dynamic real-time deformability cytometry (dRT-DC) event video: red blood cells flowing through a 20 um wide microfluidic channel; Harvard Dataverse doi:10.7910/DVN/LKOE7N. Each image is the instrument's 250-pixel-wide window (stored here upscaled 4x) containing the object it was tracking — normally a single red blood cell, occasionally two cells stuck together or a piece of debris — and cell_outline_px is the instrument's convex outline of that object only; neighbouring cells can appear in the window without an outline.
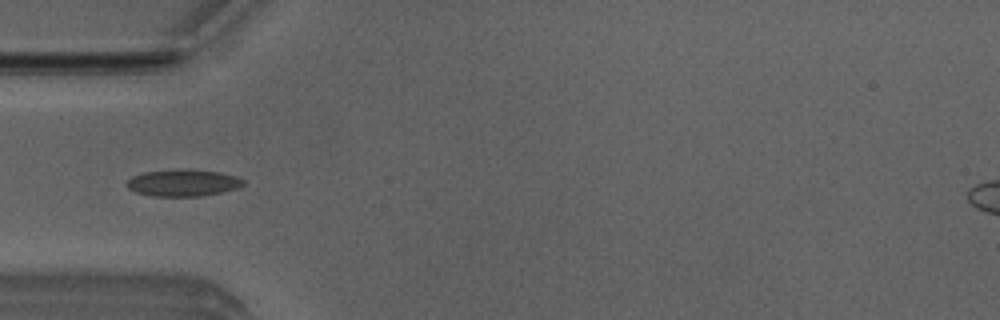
{"species": "Egyptian fruit bat (a non-hibernating species)", "species_latin": "Rousettus aegyptiacus", "temperature_condition": "room temperature", "stored_images_in_passage": 5, "camera_frame_rate_fps": 3000, "um_per_image_px": 0.085, "animal": {"sex": "male"}, "frame": {"image": 1, "passage_image": 5, "time_ms": 1.333, "image_size_px": [1000, 320], "cell_outline_px": [[244, 184], [236, 188], [220, 192], [200, 196], [152, 196], [136, 192], [128, 188], [124, 184], [132, 176], [144, 172], [176, 168], [184, 168], [220, 172], [236, 176], [244, 180]], "centroid_in_image_um": [15.52, 15.52], "position_along_channel_um": 69.5, "area_um2": 18.38}}